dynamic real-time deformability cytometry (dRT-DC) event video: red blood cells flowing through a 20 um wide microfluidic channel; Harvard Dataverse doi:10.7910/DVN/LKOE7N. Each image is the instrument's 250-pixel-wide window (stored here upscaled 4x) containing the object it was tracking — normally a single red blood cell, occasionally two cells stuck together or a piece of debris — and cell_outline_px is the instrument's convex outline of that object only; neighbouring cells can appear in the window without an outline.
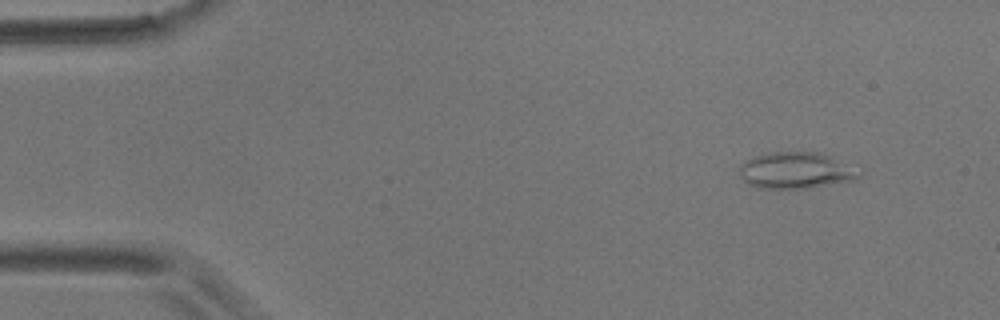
{"species": "common noctule bat (a hibernating species)", "species_latin": "Nyctalus noctula", "temperature_condition": "room temperature", "stored_images_in_passage": 6, "camera_frame_rate_fps": 3000, "um_per_image_px": 0.085, "animal": {"sex": "male", "body_mass_g": 17.9}, "frame": {"image": 1, "passage_image": 1, "time_ms": 0.0, "image_size_px": [1000, 320], "cell_outline_px": [[864, 168], [860, 176], [856, 180], [804, 188], [760, 188], [748, 184], [740, 176], [740, 164], [756, 156], [768, 152], [820, 152], [832, 156]], "centroid_in_image_um": [67.76, 14.47], "position_along_channel_um": 17.2, "area_um2": 25.78}}